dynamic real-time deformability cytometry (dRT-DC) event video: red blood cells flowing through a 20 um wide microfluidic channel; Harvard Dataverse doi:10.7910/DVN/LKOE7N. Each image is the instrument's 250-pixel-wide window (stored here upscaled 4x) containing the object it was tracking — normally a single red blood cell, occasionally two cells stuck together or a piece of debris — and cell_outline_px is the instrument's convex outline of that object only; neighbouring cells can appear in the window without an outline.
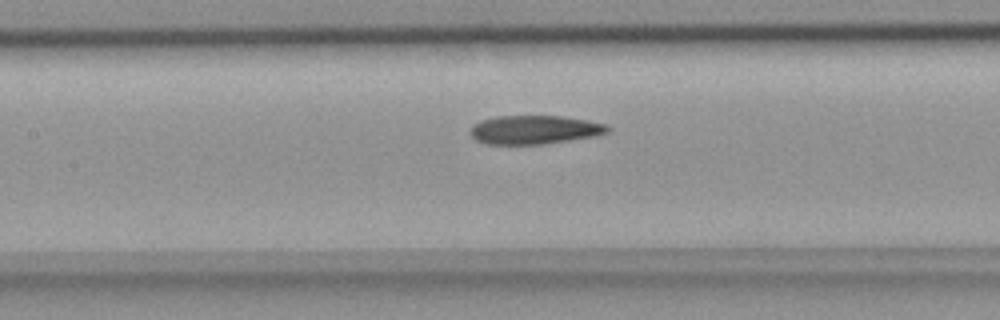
{"species": "common noctule bat (a hibernating species)", "species_latin": "Nyctalus noctula", "temperature_condition": "room temperature", "stored_images_in_passage": 37, "camera_frame_rate_fps": 3000, "um_per_image_px": 0.085, "animal": {"sex": "female", "body_mass_g": 18.4}, "frame": {"image": 1, "passage_image": 14, "time_ms": 4.333, "image_size_px": [1000, 320], "cell_outline_px": [[612, 128], [608, 132], [596, 136], [544, 144], [488, 144], [476, 140], [468, 132], [472, 124], [480, 120], [496, 116], [564, 116], [604, 124]], "centroid_in_image_um": [45.39, 11.03], "position_along_channel_um": 162.0, "area_um2": 23.06}}
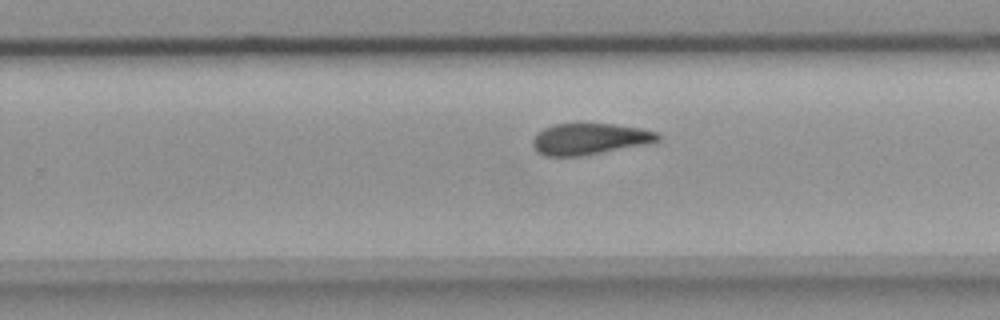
{"frame": {"image": 2, "passage_image": 23, "time_ms": 7.333, "image_size_px": [1000, 320], "cell_outline_px": [[660, 140], [644, 144], [580, 156], [544, 156], [536, 152], [532, 144], [532, 140], [544, 128], [556, 124], [612, 124], [640, 128], [656, 132], [660, 136]], "centroid_in_image_um": [50.08, 11.81], "position_along_channel_um": 279.7, "area_um2": 22.43}}
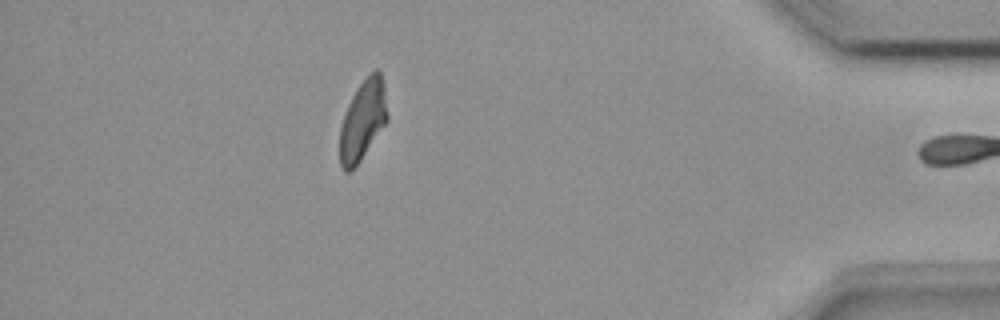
{"frame": {"image": 3, "passage_image": 36, "time_ms": 11.667, "image_size_px": [1000, 320], "cell_outline_px": [[388, 120], [352, 172], [344, 172], [340, 164], [340, 128], [348, 104], [356, 88], [376, 68], [380, 72], [384, 84], [388, 116]], "centroid_in_image_um": [30.84, 10.24], "position_along_channel_um": 404.4, "area_um2": 22.08}, "authors_computed_cell_mechanics": {"area_um2": 23.4668, "velocity_mm_per_s": 3.9494, "shape_relaxation_time_tau1_ms": null, "shape_relaxation_time_tau2_ms": 9.0977, "deformation_change_tau1": null, "deformation_change_tau2": 0.1668}}